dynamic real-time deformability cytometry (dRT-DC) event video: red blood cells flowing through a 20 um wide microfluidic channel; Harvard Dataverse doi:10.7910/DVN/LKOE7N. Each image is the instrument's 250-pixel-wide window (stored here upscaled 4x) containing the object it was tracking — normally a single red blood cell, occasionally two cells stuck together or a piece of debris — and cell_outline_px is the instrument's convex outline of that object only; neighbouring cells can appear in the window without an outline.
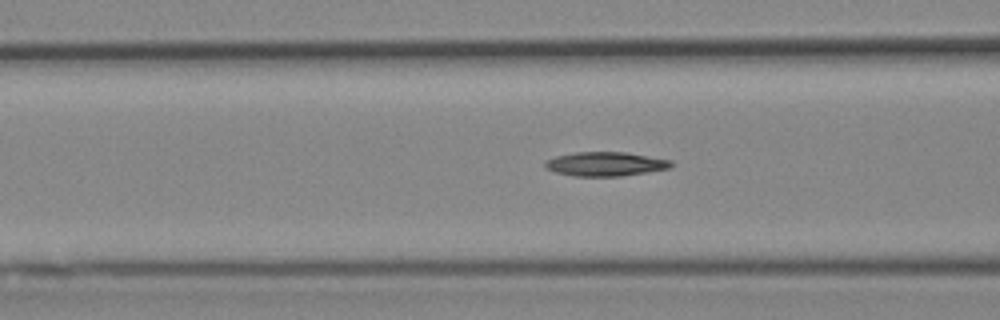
{"species": "Egyptian fruit bat (a non-hibernating species)", "species_latin": "Rousettus aegyptiacus", "temperature_condition": "cold", "stored_images_in_passage": 36, "camera_frame_rate_fps": 3000, "um_per_image_px": 0.085, "animal": {"sex": "female"}, "frame": {"image": 1, "passage_image": 4, "time_ms": 1.0, "image_size_px": [1000, 320], "cell_outline_px": [[676, 164], [668, 168], [620, 176], [572, 176], [556, 172], [544, 168], [544, 160], [556, 156], [576, 152], [624, 152], [672, 160]], "centroid_in_image_um": [51.42, 13.93], "position_along_channel_um": 115.2, "area_um2": 17.69}}
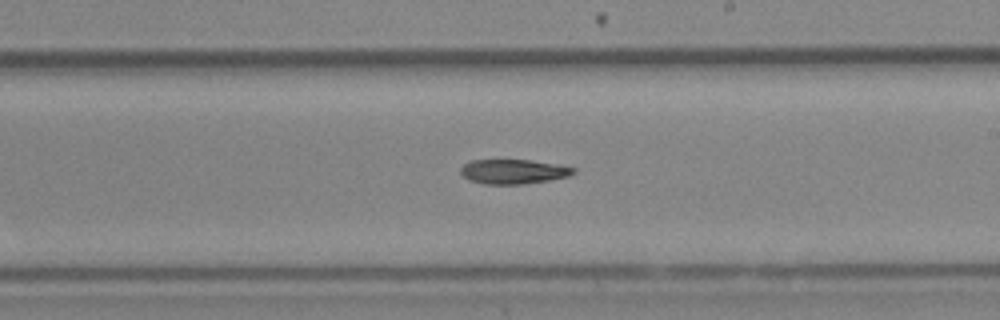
{"frame": {"image": 2, "passage_image": 14, "time_ms": 4.333, "image_size_px": [1000, 320], "cell_outline_px": [[576, 172], [568, 176], [548, 180], [524, 184], [484, 184], [468, 180], [460, 172], [460, 168], [464, 164], [472, 160], [532, 160], [556, 164], [576, 168]], "centroid_in_image_um": [43.63, 14.58], "position_along_channel_um": 245.4, "area_um2": 16.13}}
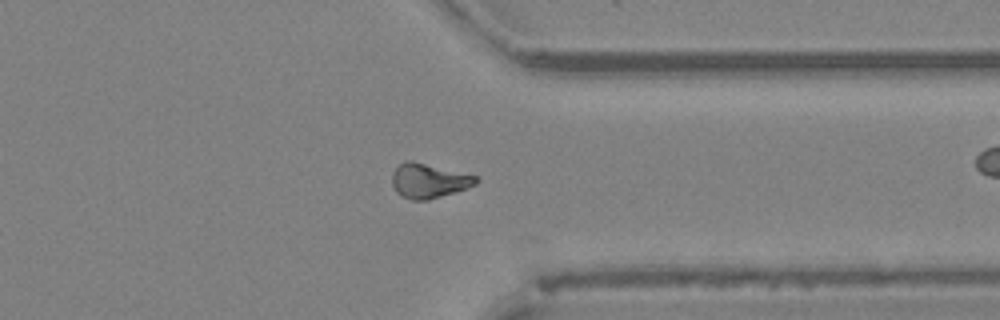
{"frame": {"image": 3, "passage_image": 24, "time_ms": 7.667, "image_size_px": [1000, 320], "cell_outline_px": [[480, 180], [476, 184], [468, 188], [428, 200], [412, 200], [396, 192], [392, 184], [392, 172], [404, 160], [412, 160], [480, 176]], "centroid_in_image_um": [36.48, 15.35], "position_along_channel_um": 374.9, "area_um2": 17.11}}